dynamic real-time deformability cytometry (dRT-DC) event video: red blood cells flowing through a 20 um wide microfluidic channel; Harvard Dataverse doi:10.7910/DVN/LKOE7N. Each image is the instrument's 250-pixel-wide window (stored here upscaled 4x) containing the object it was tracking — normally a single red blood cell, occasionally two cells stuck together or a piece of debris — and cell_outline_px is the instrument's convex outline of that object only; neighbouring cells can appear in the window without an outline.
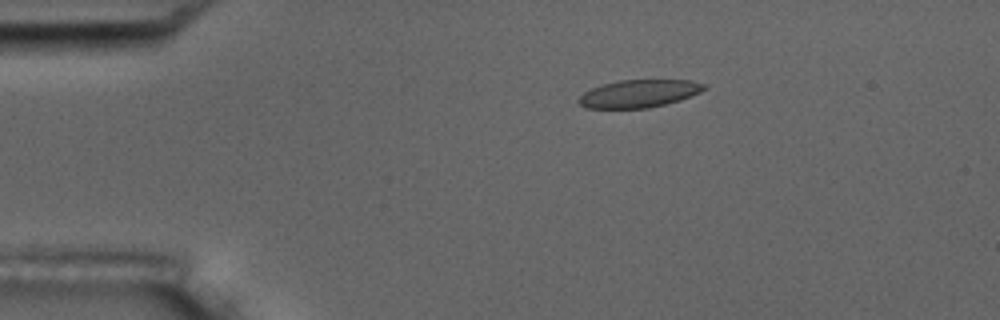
{"species": "common noctule bat (a hibernating species)", "species_latin": "Nyctalus noctula", "temperature_condition": "room temperature", "stored_images_in_passage": 5, "camera_frame_rate_fps": 3000, "um_per_image_px": 0.085, "animal": {"sex": "male", "body_mass_g": 17.5, "forearm_length_mm": 52.3}, "frame": {"image": 1, "passage_image": 3, "time_ms": 2.333, "image_size_px": [1000, 320], "cell_outline_px": [[708, 88], [700, 92], [680, 100], [648, 108], [584, 108], [576, 100], [584, 92], [592, 88], [604, 84], [620, 80], [692, 80], [708, 84]], "centroid_in_image_um": [54.34, 7.95], "position_along_channel_um": 30.7, "area_um2": 20.29}}
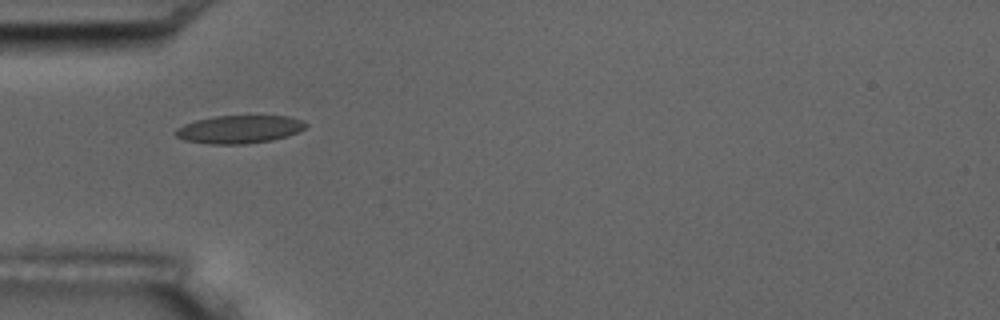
{"frame": {"image": 2, "passage_image": 5, "time_ms": 4.667, "image_size_px": [1000, 320], "cell_outline_px": [[308, 124], [304, 128], [288, 136], [272, 140], [244, 144], [208, 144], [184, 140], [176, 136], [176, 128], [184, 124], [196, 120], [216, 116], [288, 116], [300, 120]], "centroid_in_image_um": [20.32, 10.99], "position_along_channel_um": 64.7, "area_um2": 21.1}}